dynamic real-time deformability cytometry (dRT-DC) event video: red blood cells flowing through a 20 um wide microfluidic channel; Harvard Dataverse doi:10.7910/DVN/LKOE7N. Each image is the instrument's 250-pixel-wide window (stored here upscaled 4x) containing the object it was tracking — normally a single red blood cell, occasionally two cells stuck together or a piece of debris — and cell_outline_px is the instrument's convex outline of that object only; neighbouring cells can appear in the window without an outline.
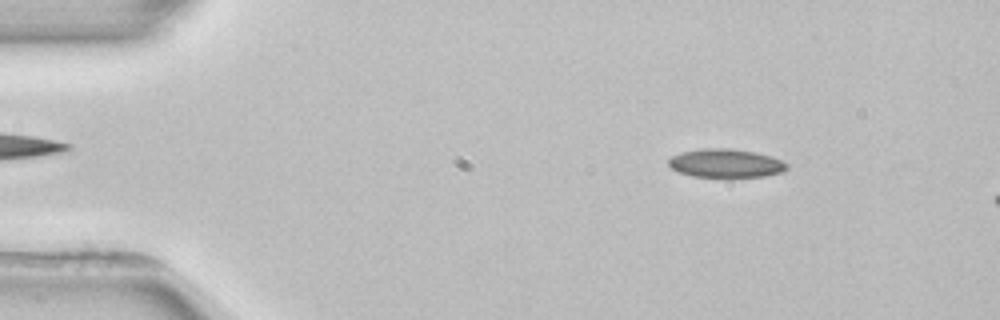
{"species": "common noctule bat (a hibernating species)", "species_latin": "Nyctalus noctula", "temperature_condition": "room temperature", "stored_images_in_passage": 3, "camera_frame_rate_fps": 3000, "um_per_image_px": 0.085, "animal": {"sex": "female", "body_mass_g": 22.7, "forearm_length_mm": 54.2}, "frame": {"image": 1, "passage_image": 1, "time_ms": 0.0, "image_size_px": [1000, 320], "cell_outline_px": [[788, 168], [784, 172], [764, 176], [692, 176], [680, 172], [672, 168], [668, 164], [668, 160], [672, 156], [680, 152], [704, 148], [728, 148], [756, 152], [772, 156], [788, 164]], "centroid_in_image_um": [61.71, 13.86], "position_along_channel_um": 23.3, "area_um2": 19.54}}